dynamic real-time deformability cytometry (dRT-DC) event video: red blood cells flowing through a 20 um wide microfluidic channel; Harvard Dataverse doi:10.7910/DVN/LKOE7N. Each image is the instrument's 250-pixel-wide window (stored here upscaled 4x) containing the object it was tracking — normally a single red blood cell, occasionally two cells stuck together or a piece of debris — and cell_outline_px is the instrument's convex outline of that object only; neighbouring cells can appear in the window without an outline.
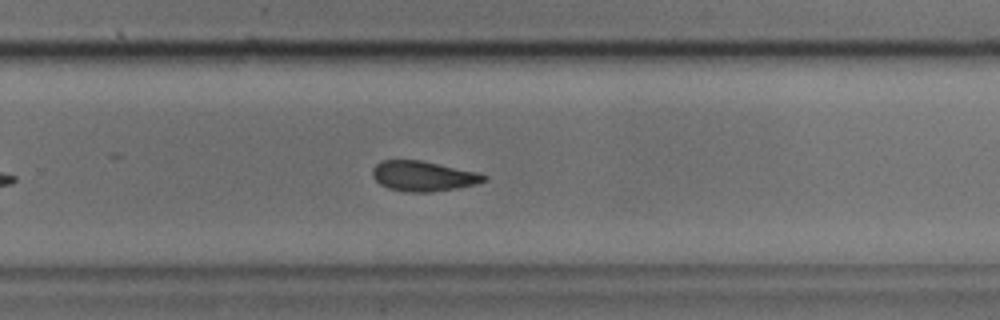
{"species": "common noctule bat (a hibernating species)", "species_latin": "Nyctalus noctula", "temperature_condition": "cold", "stored_images_in_passage": 35, "camera_frame_rate_fps": 3000, "um_per_image_px": 0.085, "animal": {"sex": "male", "body_mass_g": 17.9, "forearm_length_mm": 54.2}, "frame": {"image": 1, "passage_image": 20, "time_ms": 6.333, "image_size_px": [1000, 320], "cell_outline_px": [[488, 180], [476, 184], [456, 188], [428, 192], [408, 192], [388, 188], [380, 184], [372, 176], [372, 168], [380, 160], [420, 160], [480, 172], [488, 176]], "centroid_in_image_um": [35.99, 14.96], "position_along_channel_um": 293.8, "area_um2": 19.71}}